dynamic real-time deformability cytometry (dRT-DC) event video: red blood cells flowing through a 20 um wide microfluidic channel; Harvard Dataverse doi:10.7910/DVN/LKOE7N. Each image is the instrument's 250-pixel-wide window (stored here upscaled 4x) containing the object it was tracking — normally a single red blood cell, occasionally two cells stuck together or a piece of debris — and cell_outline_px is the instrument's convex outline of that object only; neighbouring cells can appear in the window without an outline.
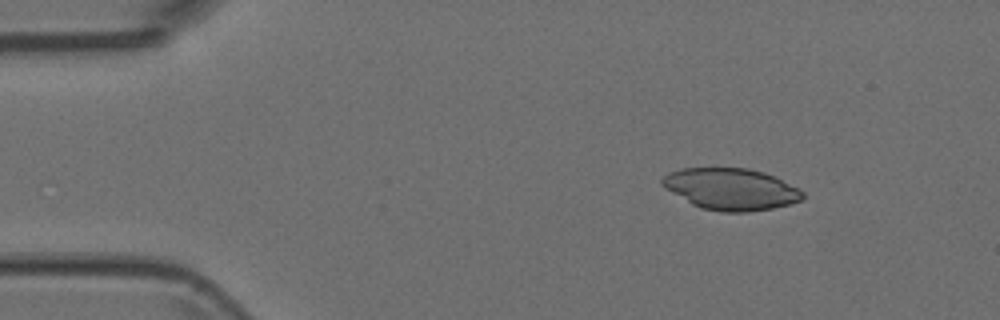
{"species": "Egyptian fruit bat (a non-hibernating species)", "species_latin": "Rousettus aegyptiacus", "temperature_condition": "room temperature", "stored_images_in_passage": 4, "camera_frame_rate_fps": 3000, "um_per_image_px": 0.085, "animal": {"sex": "female"}, "frame": {"image": 1, "passage_image": 2, "time_ms": 0.333, "image_size_px": [1000, 320], "cell_outline_px": [[804, 200], [772, 208], [748, 212], [720, 212], [700, 208], [692, 204], [664, 188], [660, 184], [660, 180], [668, 172], [680, 168], [748, 168], [764, 172], [800, 188], [804, 192]], "centroid_in_image_um": [62.12, 16.07], "position_along_channel_um": 22.9, "area_um2": 34.33}}